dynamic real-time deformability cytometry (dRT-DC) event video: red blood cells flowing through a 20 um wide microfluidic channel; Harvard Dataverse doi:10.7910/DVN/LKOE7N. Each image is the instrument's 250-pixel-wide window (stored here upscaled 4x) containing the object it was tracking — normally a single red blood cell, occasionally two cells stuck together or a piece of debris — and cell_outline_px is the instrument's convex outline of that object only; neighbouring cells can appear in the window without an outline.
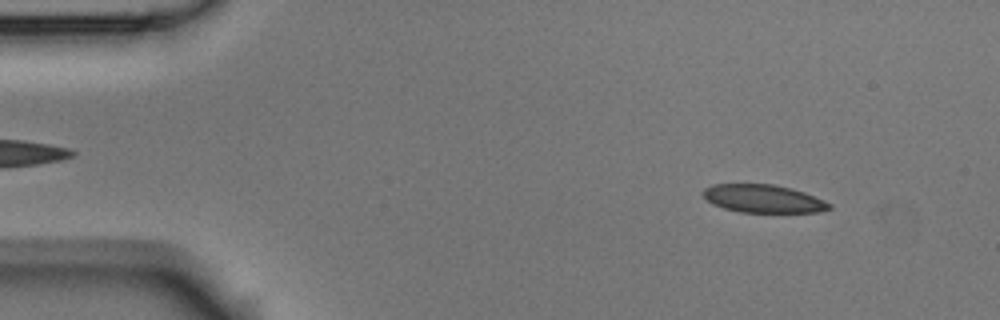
{"species": "Egyptian fruit bat (a non-hibernating species)", "species_latin": "Rousettus aegyptiacus", "temperature_condition": "room temperature", "stored_images_in_passage": 4, "camera_frame_rate_fps": 3000, "um_per_image_px": 0.085, "animal": {"sex": "male"}, "frame": {"image": 1, "passage_image": 1, "time_ms": 0.0, "image_size_px": [1000, 320], "cell_outline_px": [[832, 208], [816, 212], [740, 212], [724, 208], [712, 204], [704, 196], [704, 188], [712, 184], [772, 184], [792, 188], [804, 192], [824, 200], [832, 204]], "centroid_in_image_um": [64.89, 16.88], "position_along_channel_um": 20.1, "area_um2": 20.52}}
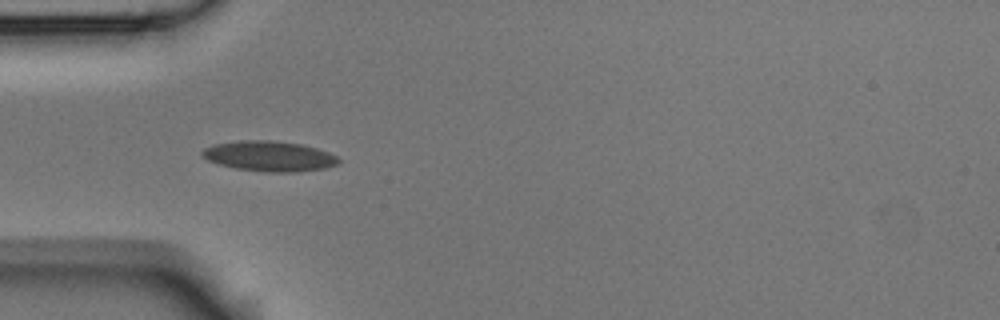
{"frame": {"image": 2, "passage_image": 3, "time_ms": 0.667, "image_size_px": [1000, 320], "cell_outline_px": [[340, 164], [324, 168], [296, 172], [264, 172], [236, 168], [220, 164], [208, 160], [200, 156], [200, 152], [204, 148], [216, 144], [240, 140], [272, 140], [300, 144], [316, 148], [328, 152], [336, 156], [340, 160]], "centroid_in_image_um": [22.88, 13.27], "position_along_channel_um": 62.1, "area_um2": 24.04}}
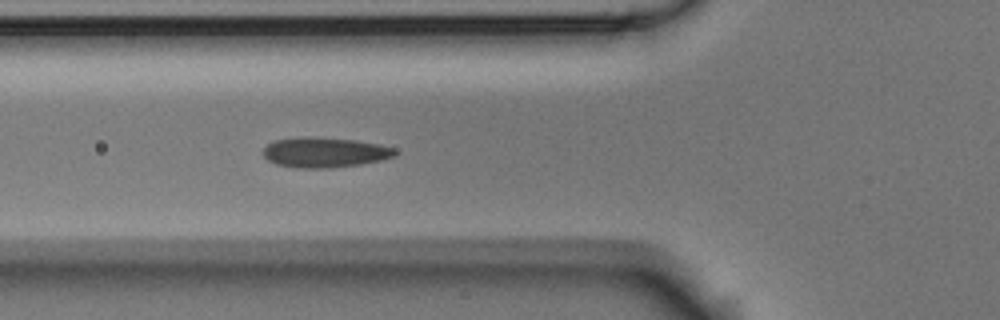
{"frame": {"image": 3, "passage_image": 4, "time_ms": 1.0, "image_size_px": [1000, 320], "cell_outline_px": [[396, 152], [392, 156], [380, 160], [360, 164], [328, 168], [296, 168], [276, 164], [268, 160], [264, 156], [264, 148], [268, 144], [276, 140], [308, 136], [356, 140], [380, 144], [396, 148]], "centroid_in_image_um": [27.59, 12.95], "position_along_channel_um": 98.2, "area_um2": 23.0}}